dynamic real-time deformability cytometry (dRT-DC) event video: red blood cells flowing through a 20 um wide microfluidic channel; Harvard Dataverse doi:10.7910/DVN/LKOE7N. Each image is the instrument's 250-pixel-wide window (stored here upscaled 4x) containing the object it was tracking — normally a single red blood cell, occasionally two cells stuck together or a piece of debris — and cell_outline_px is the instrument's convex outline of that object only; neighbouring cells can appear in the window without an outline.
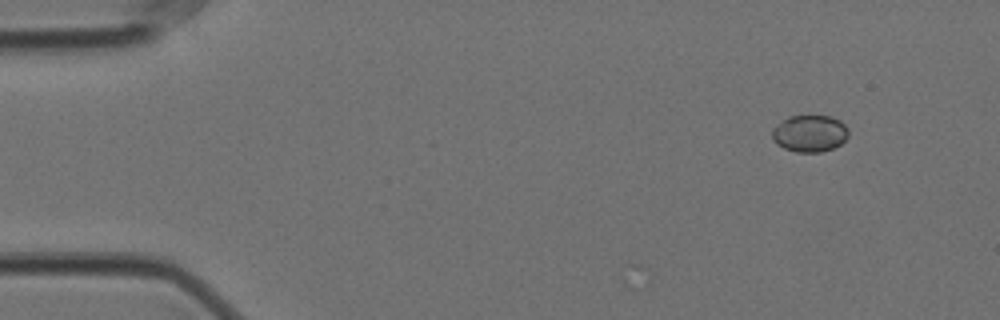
{"species": "Egyptian fruit bat (a non-hibernating species)", "species_latin": "Rousettus aegyptiacus", "temperature_condition": "cold", "stored_images_in_passage": 2, "camera_frame_rate_fps": 3000, "um_per_image_px": 0.085, "animal": {"sex": "female"}, "frame": {"image": 1, "passage_image": 2, "time_ms": 0.333, "image_size_px": [1000, 320], "cell_outline_px": [[848, 136], [840, 144], [832, 148], [820, 152], [796, 152], [784, 148], [776, 144], [772, 140], [772, 128], [788, 116], [832, 116], [840, 120], [848, 128]], "centroid_in_image_um": [68.81, 11.34], "position_along_channel_um": 16.2, "area_um2": 16.47}}